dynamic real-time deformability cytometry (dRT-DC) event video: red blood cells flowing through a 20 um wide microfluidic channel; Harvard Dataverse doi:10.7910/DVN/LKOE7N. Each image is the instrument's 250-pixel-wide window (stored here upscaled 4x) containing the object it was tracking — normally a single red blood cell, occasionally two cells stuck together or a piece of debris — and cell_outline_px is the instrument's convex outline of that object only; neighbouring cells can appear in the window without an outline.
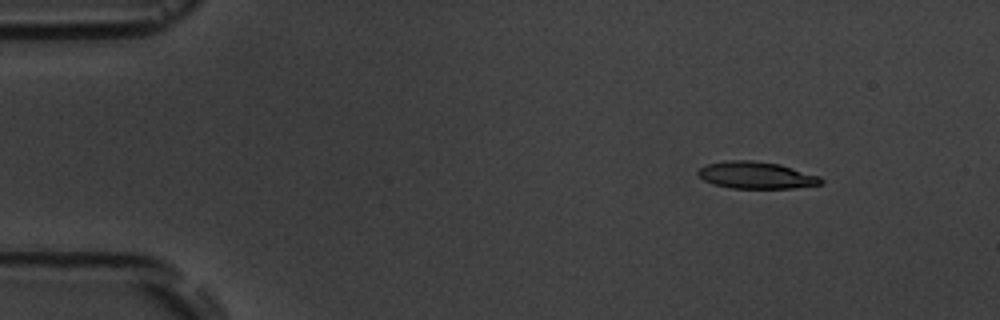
{"species": "common noctule bat (a hibernating species)", "species_latin": "Nyctalus noctula", "temperature_condition": "room temperature", "stored_images_in_passage": 4, "camera_frame_rate_fps": 3000, "um_per_image_px": 0.085, "animal": {"sex": "male", "body_mass_g": 19.5, "forearm_length_mm": 54.6}, "frame": {"image": 1, "passage_image": 2, "time_ms": 1.333, "image_size_px": [1000, 320], "cell_outline_px": [[824, 180], [820, 184], [796, 188], [732, 188], [716, 184], [704, 180], [696, 172], [700, 168], [708, 164], [724, 160], [752, 160], [780, 164], [820, 176]], "centroid_in_image_um": [64.3, 14.88], "position_along_channel_um": 20.7, "area_um2": 19.25}}